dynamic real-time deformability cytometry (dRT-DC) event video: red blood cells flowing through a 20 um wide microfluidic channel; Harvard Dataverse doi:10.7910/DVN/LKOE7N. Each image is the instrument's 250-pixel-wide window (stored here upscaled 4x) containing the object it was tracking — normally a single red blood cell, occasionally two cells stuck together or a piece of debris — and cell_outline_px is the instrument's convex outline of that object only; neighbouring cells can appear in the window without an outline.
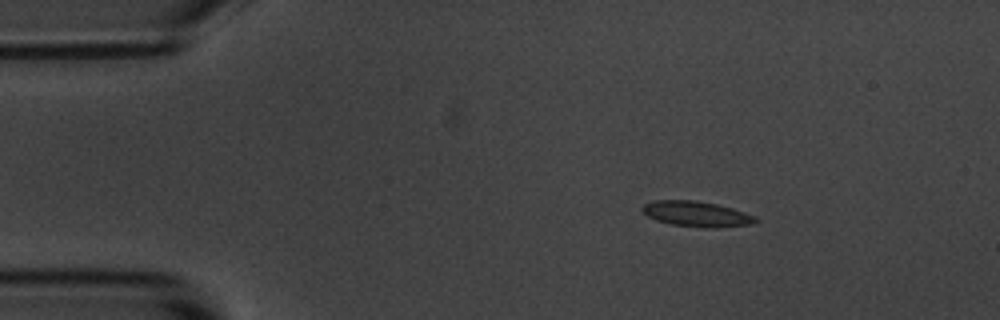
{"species": "common noctule bat (a hibernating species)", "species_latin": "Nyctalus noctula", "temperature_condition": "room temperature", "stored_images_in_passage": 3, "camera_frame_rate_fps": 3000, "um_per_image_px": 0.085, "animal": {"sex": "male", "body_mass_g": 20.1, "forearm_length_mm": 53.5}, "frame": {"image": 1, "passage_image": 1, "time_ms": 0.0, "image_size_px": [1000, 320], "cell_outline_px": [[760, 220], [752, 224], [716, 228], [704, 228], [672, 224], [656, 220], [648, 216], [640, 208], [644, 204], [656, 200], [692, 200], [716, 204], [732, 208], [756, 216]], "centroid_in_image_um": [59.24, 18.19], "position_along_channel_um": 25.8, "area_um2": 16.76}}
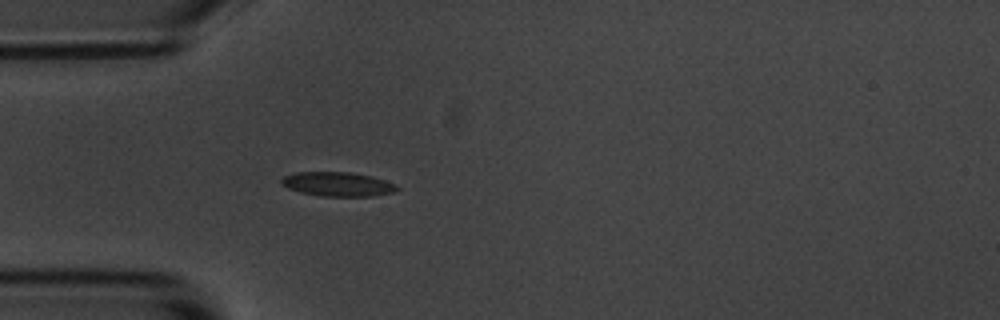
{"frame": {"image": 2, "passage_image": 3, "time_ms": 2.333, "image_size_px": [1000, 320], "cell_outline_px": [[400, 188], [392, 192], [372, 196], [320, 196], [300, 192], [288, 188], [280, 184], [280, 180], [284, 176], [296, 172], [348, 172], [372, 176], [396, 184]], "centroid_in_image_um": [28.68, 15.65], "position_along_channel_um": 56.3, "area_um2": 16.3}}